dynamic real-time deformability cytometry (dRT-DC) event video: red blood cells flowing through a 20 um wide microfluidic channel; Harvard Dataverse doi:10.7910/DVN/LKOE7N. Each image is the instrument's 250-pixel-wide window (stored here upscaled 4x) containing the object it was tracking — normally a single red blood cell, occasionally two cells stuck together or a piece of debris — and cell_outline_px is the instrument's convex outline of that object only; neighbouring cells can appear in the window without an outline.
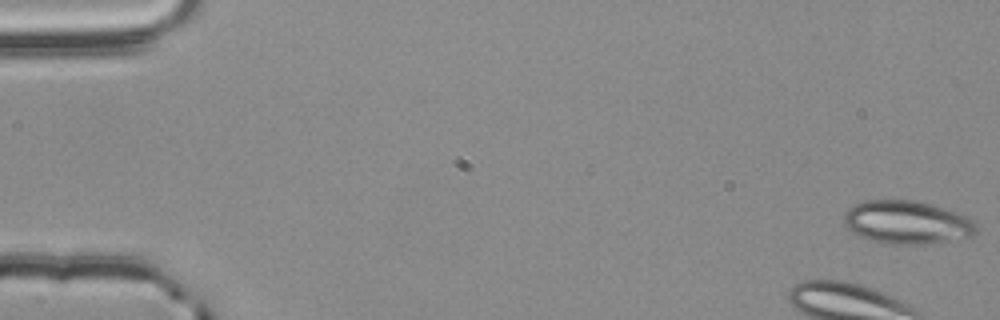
{"species": "common noctule bat (a hibernating species)", "species_latin": "Nyctalus noctula", "temperature_condition": "room temperature", "stored_images_in_passage": 13, "camera_frame_rate_fps": 3000, "um_per_image_px": 0.085, "animal": {"sex": "male", "body_mass_g": 20.4}, "frame": {"image": 1, "passage_image": 1, "time_ms": 0.0, "image_size_px": [1000, 320], "cell_outline_px": [[976, 232], [972, 236], [928, 244], [896, 244], [872, 240], [860, 236], [852, 232], [844, 224], [844, 212], [848, 208], [864, 200], [912, 200], [928, 204], [956, 212], [972, 220], [976, 224]], "centroid_in_image_um": [77.06, 18.9], "position_along_channel_um": 7.9, "area_um2": 32.95}}